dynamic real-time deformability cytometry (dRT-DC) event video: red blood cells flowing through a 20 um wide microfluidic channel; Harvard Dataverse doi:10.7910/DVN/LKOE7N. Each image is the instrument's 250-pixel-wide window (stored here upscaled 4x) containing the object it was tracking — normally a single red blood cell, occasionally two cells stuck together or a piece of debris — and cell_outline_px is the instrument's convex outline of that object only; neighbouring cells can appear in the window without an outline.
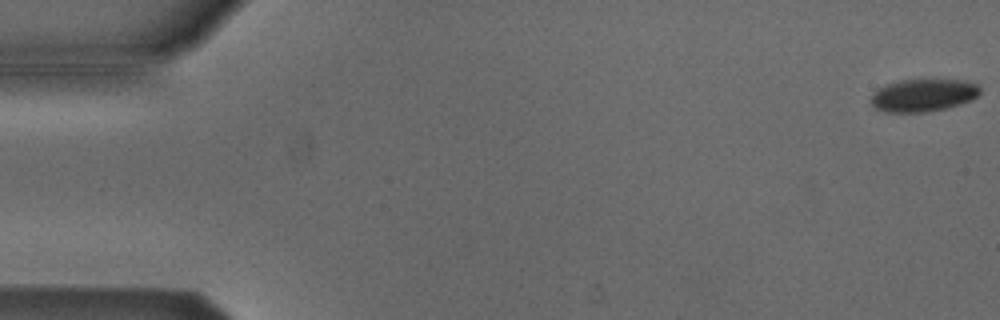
{"species": "Egyptian fruit bat (a non-hibernating species)", "species_latin": "Rousettus aegyptiacus", "temperature_condition": "cold", "stored_images_in_passage": 5, "camera_frame_rate_fps": 3000, "um_per_image_px": 0.085, "animal": {"sex": "male"}, "frame": {"image": 1, "passage_image": 1, "time_ms": 0.0, "image_size_px": [1000, 320], "cell_outline_px": [[980, 92], [972, 100], [960, 104], [944, 108], [924, 112], [884, 112], [876, 108], [872, 104], [872, 96], [880, 88], [888, 84], [900, 80], [964, 80], [980, 84]], "centroid_in_image_um": [78.52, 8.09], "position_along_channel_um": 6.5, "area_um2": 20.46}}
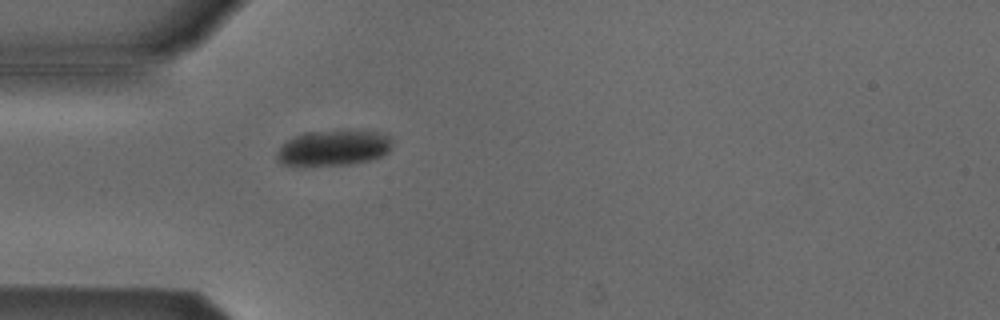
{"frame": {"image": 2, "passage_image": 5, "time_ms": 5.0, "image_size_px": [1000, 320], "cell_outline_px": [[392, 140], [388, 152], [380, 156], [368, 160], [352, 164], [284, 164], [276, 160], [276, 152], [288, 140], [304, 132], [344, 128], [376, 132], [388, 136]], "centroid_in_image_um": [28.36, 12.51], "position_along_channel_um": 56.6, "area_um2": 23.87}}